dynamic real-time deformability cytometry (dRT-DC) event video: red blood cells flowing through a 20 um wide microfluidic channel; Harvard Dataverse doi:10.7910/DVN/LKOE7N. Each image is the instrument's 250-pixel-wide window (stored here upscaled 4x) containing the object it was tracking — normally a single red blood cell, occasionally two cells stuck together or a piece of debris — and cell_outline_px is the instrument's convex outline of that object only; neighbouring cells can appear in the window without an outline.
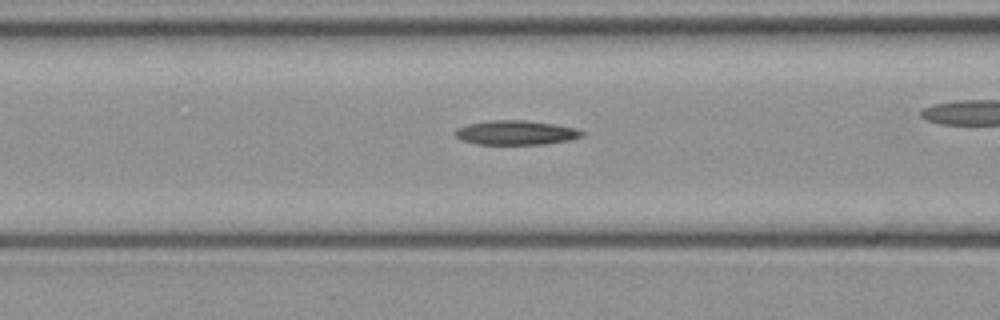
{"species": "common noctule bat (a hibernating species)", "species_latin": "Nyctalus noctula", "temperature_condition": "cold", "stored_images_in_passage": 28, "camera_frame_rate_fps": 3000, "um_per_image_px": 0.085, "animal": {"sex": "female", "body_mass_g": 21.9}, "frame": {"image": 1, "passage_image": 9, "time_ms": 2.667, "image_size_px": [1000, 320], "cell_outline_px": [[584, 136], [568, 140], [544, 144], [476, 144], [460, 140], [452, 132], [456, 128], [468, 124], [488, 120], [524, 120], [556, 124], [576, 128], [584, 132]], "centroid_in_image_um": [43.82, 11.27], "position_along_channel_um": 122.8, "area_um2": 18.15}}
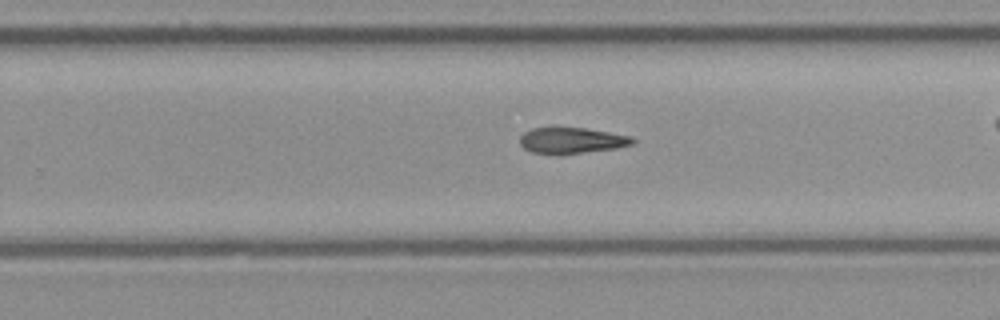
{"frame": {"image": 2, "passage_image": 20, "time_ms": 6.333, "image_size_px": [1000, 320], "cell_outline_px": [[636, 144], [616, 148], [584, 152], [532, 152], [524, 148], [520, 144], [520, 136], [524, 132], [532, 128], [584, 128], [632, 136], [636, 140]], "centroid_in_image_um": [48.65, 11.91], "position_along_channel_um": 281.1, "area_um2": 16.53}}